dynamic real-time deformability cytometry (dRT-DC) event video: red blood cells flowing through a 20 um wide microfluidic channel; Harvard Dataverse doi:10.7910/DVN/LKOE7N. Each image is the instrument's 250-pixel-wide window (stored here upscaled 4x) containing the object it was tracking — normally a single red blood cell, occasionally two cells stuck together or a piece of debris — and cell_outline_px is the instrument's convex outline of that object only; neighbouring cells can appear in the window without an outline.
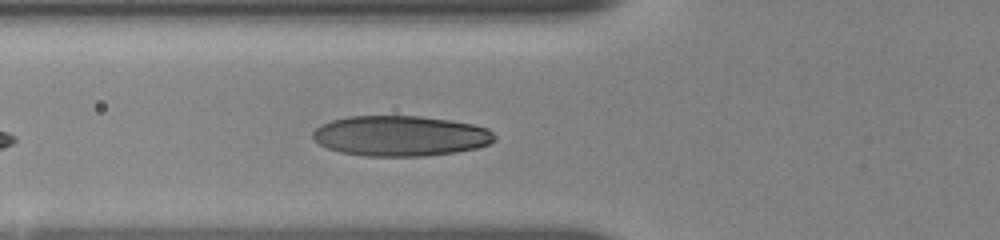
{"species": "human", "species_latin": "Homo sapiens", "temperature_condition": "room temperature", "stored_images_in_passage": 15, "camera_frame_rate_fps": 3000, "um_per_image_px": 0.085, "donor": {"sex": "female"}, "frame": {"image": 1, "passage_image": 7, "time_ms": 1.333, "image_size_px": [1000, 240], "cell_outline_px": [[496, 140], [488, 144], [476, 148], [456, 152], [428, 156], [364, 156], [340, 152], [328, 148], [312, 140], [312, 132], [320, 124], [332, 120], [348, 116], [420, 116], [448, 120], [472, 124], [488, 128], [496, 136]], "centroid_in_image_um": [34.02, 11.55], "position_along_channel_um": 91.8, "area_um2": 43.0}}
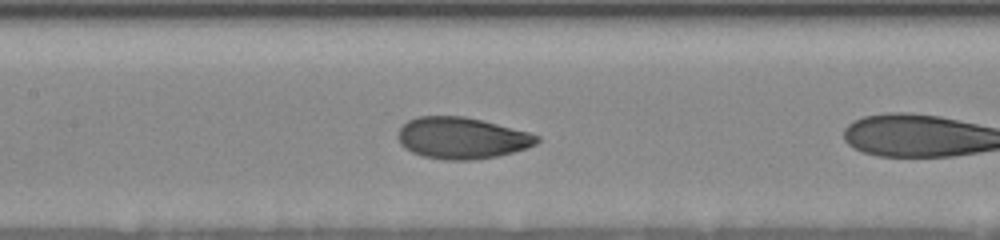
{"frame": {"image": 2, "passage_image": 12, "time_ms": 2.333, "image_size_px": [1000, 240], "cell_outline_px": [[540, 140], [536, 144], [528, 148], [496, 156], [472, 160], [448, 160], [424, 156], [412, 152], [404, 148], [400, 144], [396, 136], [400, 128], [408, 120], [416, 116], [464, 116], [528, 132], [540, 136]], "centroid_in_image_um": [39.23, 11.73], "position_along_channel_um": 168.2, "area_um2": 33.52}}
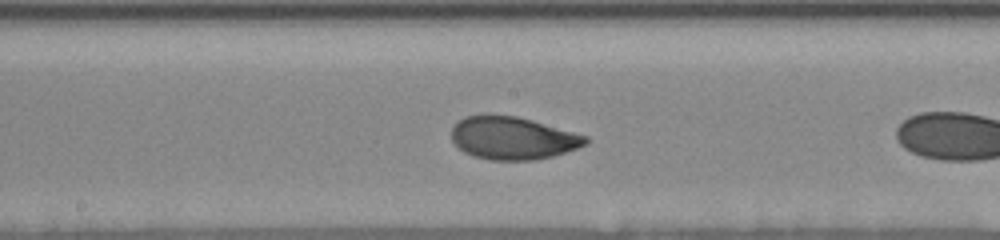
{"frame": {"image": 3, "passage_image": 14, "time_ms": 3.333, "image_size_px": [1000, 240], "cell_outline_px": [[588, 144], [552, 156], [536, 160], [492, 160], [476, 156], [464, 152], [452, 140], [452, 128], [456, 120], [464, 116], [484, 112], [492, 112], [516, 116], [532, 120], [588, 136]], "centroid_in_image_um": [43.54, 11.69], "position_along_channel_um": 204.7, "area_um2": 33.87}}